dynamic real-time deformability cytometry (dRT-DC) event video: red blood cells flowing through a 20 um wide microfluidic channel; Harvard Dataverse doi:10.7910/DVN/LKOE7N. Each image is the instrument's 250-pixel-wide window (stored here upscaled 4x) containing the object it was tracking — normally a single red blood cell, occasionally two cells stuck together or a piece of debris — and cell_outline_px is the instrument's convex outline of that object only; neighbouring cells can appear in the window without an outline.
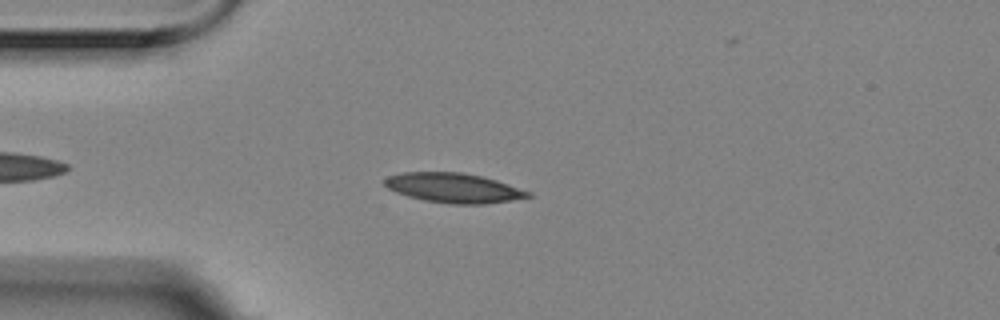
{"species": "Egyptian fruit bat (a non-hibernating species)", "species_latin": "Rousettus aegyptiacus", "temperature_condition": "room temperature", "stored_images_in_passage": 4, "camera_frame_rate_fps": 3000, "um_per_image_px": 0.085, "animal": {"sex": "female"}, "frame": {"image": 1, "passage_image": 2, "time_ms": 0.333, "image_size_px": [1000, 320], "cell_outline_px": [[532, 196], [512, 200], [484, 204], [448, 204], [424, 200], [408, 196], [396, 192], [388, 188], [384, 184], [384, 180], [388, 176], [404, 172], [460, 172], [480, 176], [496, 180], [532, 192]], "centroid_in_image_um": [38.56, 15.97], "position_along_channel_um": 46.4, "area_um2": 24.68}}